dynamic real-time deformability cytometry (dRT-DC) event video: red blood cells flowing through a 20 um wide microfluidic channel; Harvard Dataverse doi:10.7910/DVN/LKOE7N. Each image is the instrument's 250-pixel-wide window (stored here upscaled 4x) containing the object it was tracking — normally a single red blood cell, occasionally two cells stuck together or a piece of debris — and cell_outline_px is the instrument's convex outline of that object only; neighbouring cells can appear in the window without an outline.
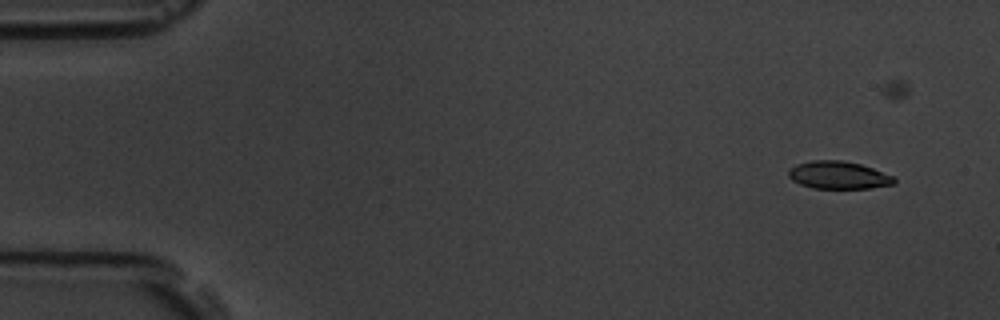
{"species": "common noctule bat (a hibernating species)", "species_latin": "Nyctalus noctula", "temperature_condition": "room temperature", "stored_images_in_passage": 6, "camera_frame_rate_fps": 3000, "um_per_image_px": 0.085, "animal": {"sex": "male", "body_mass_g": 19.5, "forearm_length_mm": 54.6}, "frame": {"image": 1, "passage_image": 1, "time_ms": 0.0, "image_size_px": [1000, 320], "cell_outline_px": [[896, 184], [868, 188], [812, 188], [800, 184], [792, 180], [788, 176], [788, 168], [796, 164], [812, 160], [844, 160], [860, 164], [872, 168], [892, 176], [896, 180]], "centroid_in_image_um": [71.23, 14.88], "position_along_channel_um": 13.8, "area_um2": 17.05}}
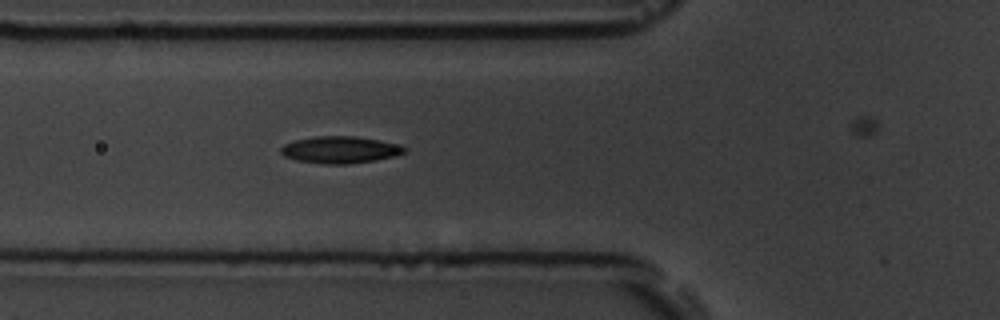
{"frame": {"image": 2, "passage_image": 6, "time_ms": 5.667, "image_size_px": [1000, 320], "cell_outline_px": [[408, 152], [396, 156], [376, 160], [348, 164], [324, 164], [296, 160], [284, 156], [280, 152], [280, 148], [284, 144], [296, 140], [316, 136], [356, 136], [380, 140], [396, 144], [408, 148]], "centroid_in_image_um": [28.94, 12.73], "position_along_channel_um": 96.9, "area_um2": 19.54}}